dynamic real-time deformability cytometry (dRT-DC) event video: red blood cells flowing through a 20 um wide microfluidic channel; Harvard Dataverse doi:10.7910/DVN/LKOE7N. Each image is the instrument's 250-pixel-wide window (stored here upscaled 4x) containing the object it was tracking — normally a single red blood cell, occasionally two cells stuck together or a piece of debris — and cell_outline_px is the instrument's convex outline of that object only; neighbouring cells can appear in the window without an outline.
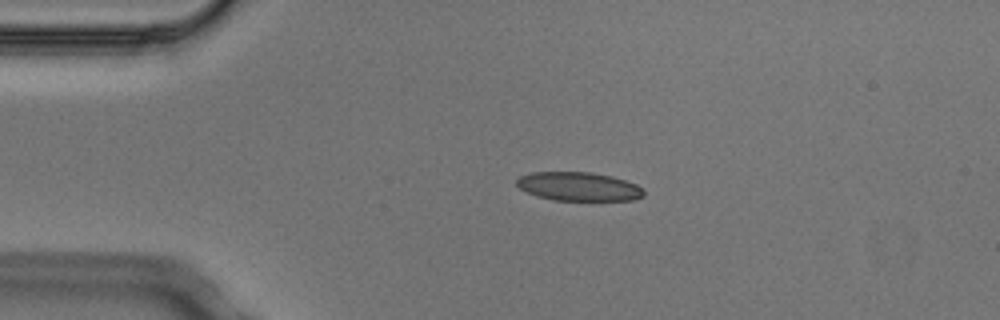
{"species": "Egyptian fruit bat (a non-hibernating species)", "species_latin": "Rousettus aegyptiacus", "temperature_condition": "cold", "stored_images_in_passage": 3, "camera_frame_rate_fps": 3000, "um_per_image_px": 0.085, "animal": {"sex": "male"}, "frame": {"image": 1, "passage_image": 2, "time_ms": 0.333, "image_size_px": [1000, 320], "cell_outline_px": [[644, 196], [632, 200], [552, 200], [536, 196], [520, 188], [516, 184], [516, 180], [520, 176], [532, 172], [592, 172], [612, 176], [636, 184], [644, 188]], "centroid_in_image_um": [49.19, 15.85], "position_along_channel_um": 35.8, "area_um2": 21.33}}